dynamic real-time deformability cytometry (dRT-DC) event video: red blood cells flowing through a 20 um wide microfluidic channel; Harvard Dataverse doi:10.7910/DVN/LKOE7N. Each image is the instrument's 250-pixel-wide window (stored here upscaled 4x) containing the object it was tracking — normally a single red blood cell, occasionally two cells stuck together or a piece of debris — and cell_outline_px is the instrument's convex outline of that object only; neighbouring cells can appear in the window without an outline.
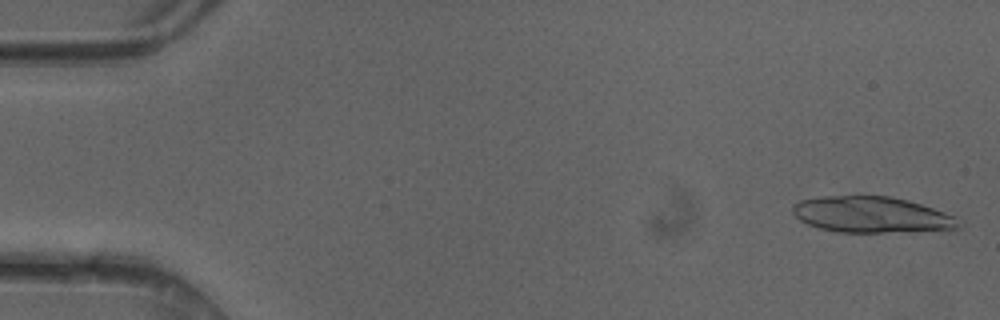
{"species": "common noctule bat (a hibernating species)", "species_latin": "Nyctalus noctula", "temperature_condition": "cold", "stored_images_in_passage": 48, "camera_frame_rate_fps": 3000, "um_per_image_px": 0.085, "animal": {"sex": "female"}, "frame": {"image": 1, "passage_image": 1, "time_ms": 0.0, "image_size_px": [1000, 320], "cell_outline_px": [[960, 228], [956, 232], [836, 232], [820, 228], [808, 224], [800, 220], [792, 212], [792, 204], [800, 200], [824, 196], [888, 196], [908, 200], [944, 212], [952, 216]], "centroid_in_image_um": [74.13, 18.28], "position_along_channel_um": 10.9, "area_um2": 35.26}}
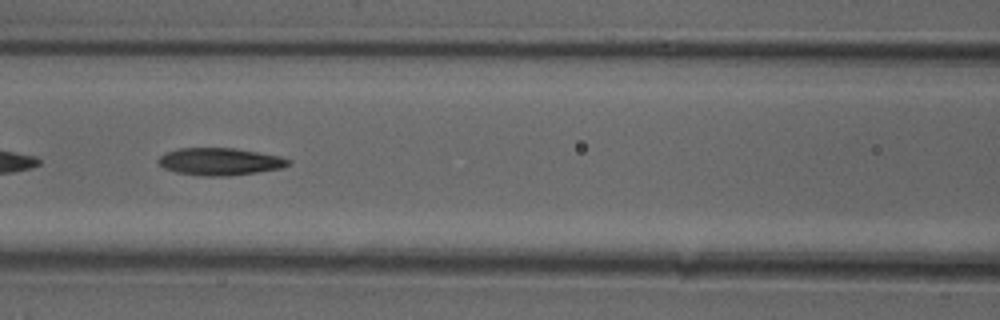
{"frame": {"image": 2, "passage_image": 21, "time_ms": 6.667, "image_size_px": [1000, 320], "cell_outline_px": [[292, 164], [280, 168], [256, 172], [228, 176], [200, 176], [176, 172], [164, 168], [156, 160], [164, 152], [176, 148], [236, 148], [280, 156], [292, 160]], "centroid_in_image_um": [18.67, 13.73], "position_along_channel_um": 147.9, "area_um2": 20.87}}
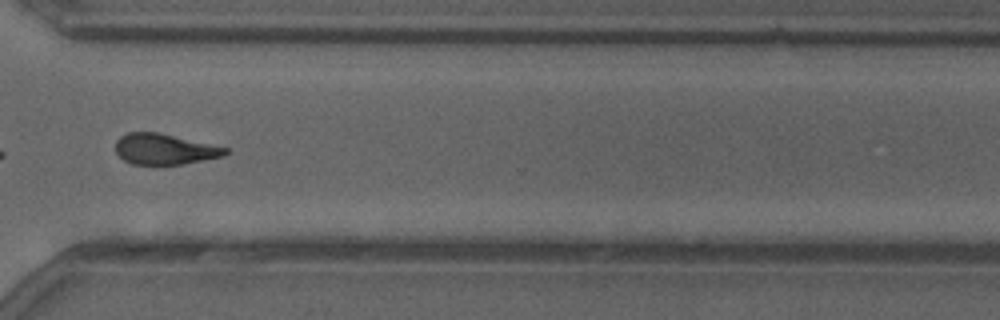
{"frame": {"image": 3, "passage_image": 36, "time_ms": 11.667, "image_size_px": [1000, 320], "cell_outline_px": [[228, 152], [224, 156], [184, 164], [132, 164], [124, 160], [116, 152], [116, 140], [120, 136], [128, 132], [160, 132], [228, 148]], "centroid_in_image_um": [13.99, 12.67], "position_along_channel_um": 356.6, "area_um2": 19.65}, "authors_computed_cell_mechanics": {"area_um2": 20.5479, "velocity_mm_per_s": 4.1831, "shape_relaxation_time_tau1_ms": 5.936, "shape_relaxation_time_tau2_ms": 2.8794, "deformation_change_tau1": 0.186, "deformation_change_tau2": 0.1259}}